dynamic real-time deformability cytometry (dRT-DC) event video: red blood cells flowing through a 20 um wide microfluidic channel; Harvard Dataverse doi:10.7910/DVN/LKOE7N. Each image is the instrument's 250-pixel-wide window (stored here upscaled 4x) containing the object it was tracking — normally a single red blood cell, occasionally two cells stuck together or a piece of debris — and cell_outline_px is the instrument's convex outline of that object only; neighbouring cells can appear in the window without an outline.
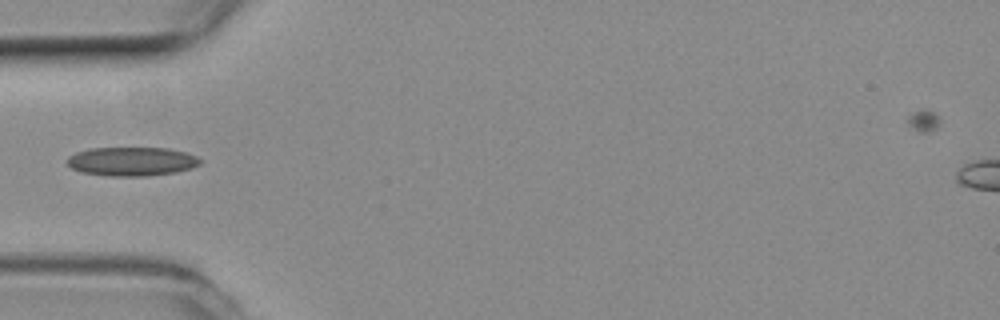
{"species": "common noctule bat (a hibernating species)", "species_latin": "Nyctalus noctula", "temperature_condition": "room temperature", "stored_images_in_passage": 1, "camera_frame_rate_fps": 3000, "um_per_image_px": 0.085, "animal": {"sex": "female", "body_mass_g": 19.3, "forearm_length_mm": 54.1}, "frame": {"image": 1, "passage_image": 1, "time_ms": 0.0, "image_size_px": [1000, 320], "cell_outline_px": [[204, 160], [200, 164], [192, 168], [176, 172], [144, 176], [108, 176], [80, 172], [72, 168], [68, 164], [68, 156], [76, 152], [92, 148], [168, 148], [184, 152], [196, 156]], "centroid_in_image_um": [11.22, 13.72], "position_along_channel_um": 73.8, "area_um2": 22.43}}